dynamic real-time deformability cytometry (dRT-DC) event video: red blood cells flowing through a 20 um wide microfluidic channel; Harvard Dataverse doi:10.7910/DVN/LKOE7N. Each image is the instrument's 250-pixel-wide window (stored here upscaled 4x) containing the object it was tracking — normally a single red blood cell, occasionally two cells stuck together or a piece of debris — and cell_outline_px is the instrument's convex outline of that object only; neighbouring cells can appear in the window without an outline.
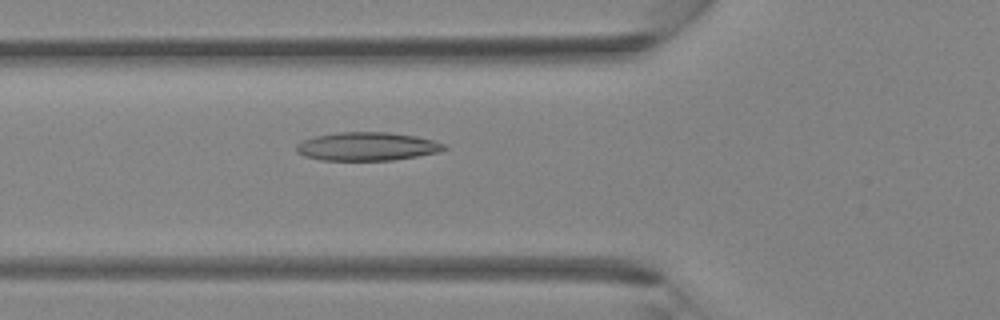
{"species": "Egyptian fruit bat (a non-hibernating species)", "species_latin": "Rousettus aegyptiacus", "temperature_condition": "room temperature", "stored_images_in_passage": 30, "camera_frame_rate_fps": 3000, "um_per_image_px": 0.085, "animal": {"sex": "female"}, "frame": {"image": 1, "passage_image": 5, "time_ms": 1.333, "image_size_px": [1000, 320], "cell_outline_px": [[448, 148], [440, 152], [392, 160], [320, 160], [304, 156], [296, 152], [296, 144], [304, 140], [316, 136], [340, 132], [388, 132], [416, 136], [432, 140], [444, 144]], "centroid_in_image_um": [31.2, 12.45], "position_along_channel_um": 94.6, "area_um2": 24.39}}
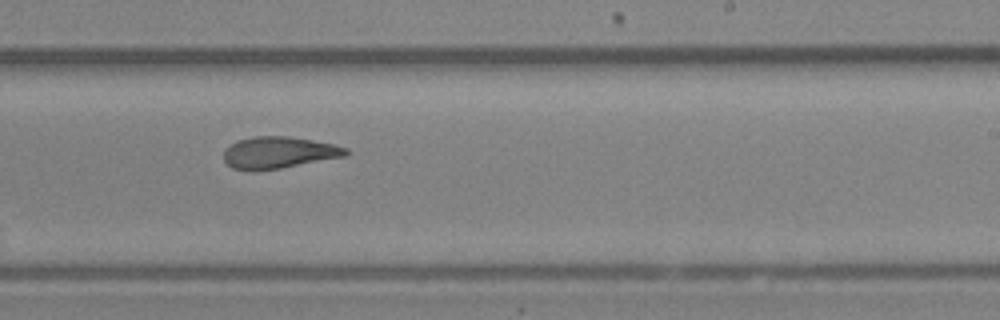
{"frame": {"image": 2, "passage_image": 15, "time_ms": 4.667, "image_size_px": [1000, 320], "cell_outline_px": [[348, 152], [344, 156], [280, 168], [256, 172], [248, 172], [232, 168], [224, 160], [224, 148], [236, 140], [256, 136], [288, 136], [336, 144], [348, 148]], "centroid_in_image_um": [23.63, 12.97], "position_along_channel_um": 265.4, "area_um2": 22.83}}
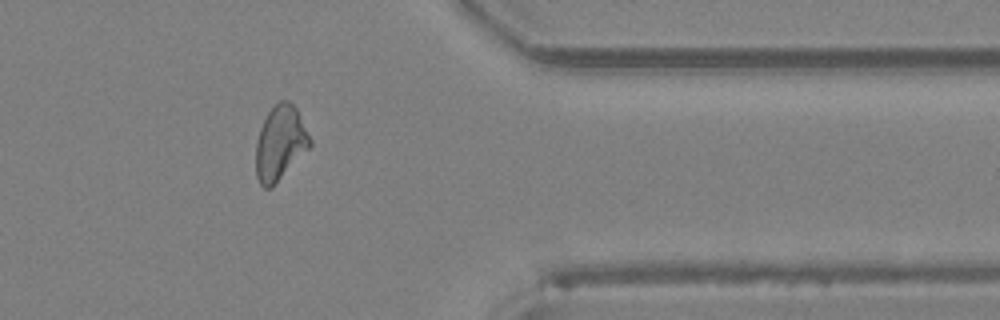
{"frame": {"image": 3, "passage_image": 23, "time_ms": 7.333, "image_size_px": [1000, 320], "cell_outline_px": [[312, 144], [272, 188], [264, 188], [260, 184], [256, 176], [256, 144], [260, 128], [268, 112], [280, 100], [288, 100], [296, 108], [312, 140]], "centroid_in_image_um": [23.81, 12.17], "position_along_channel_um": 387.6, "area_um2": 23.24}}